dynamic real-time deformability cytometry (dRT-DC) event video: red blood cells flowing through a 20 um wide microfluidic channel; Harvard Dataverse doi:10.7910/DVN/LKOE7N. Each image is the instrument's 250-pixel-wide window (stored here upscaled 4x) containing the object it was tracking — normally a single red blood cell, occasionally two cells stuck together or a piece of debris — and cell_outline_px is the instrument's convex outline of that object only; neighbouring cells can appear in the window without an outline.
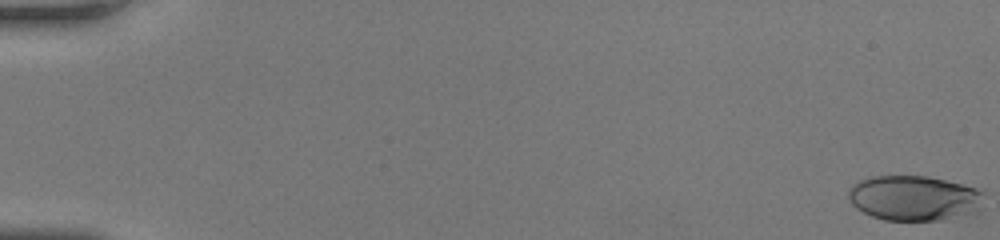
{"species": "human", "species_latin": "Homo sapiens", "temperature_condition": "room temperature", "stored_images_in_passage": 44, "camera_frame_rate_fps": 3000, "um_per_image_px": 0.085, "donor": {"sex": "female"}, "frame": {"image": 1, "passage_image": 1, "time_ms": 0.0, "image_size_px": [1000, 240], "cell_outline_px": [[984, 192], [980, 212], [940, 220], [884, 220], [872, 216], [856, 208], [852, 204], [848, 196], [848, 188], [852, 184], [860, 180], [872, 176], [928, 176], [976, 188]], "centroid_in_image_um": [77.7, 16.84], "position_along_channel_um": 7.3, "area_um2": 35.78}}
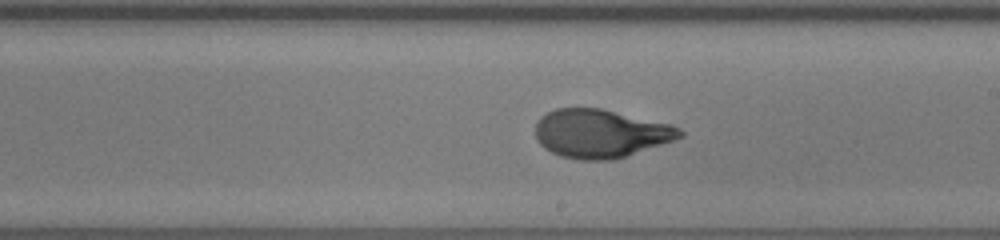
{"frame": {"image": 2, "passage_image": 32, "time_ms": 10.333, "image_size_px": [1000, 240], "cell_outline_px": [[684, 136], [612, 160], [580, 160], [560, 156], [544, 148], [540, 144], [536, 136], [536, 124], [540, 116], [556, 108], [600, 108], [672, 124], [680, 128], [684, 132]], "centroid_in_image_um": [51.02, 11.34], "position_along_channel_um": 238.0, "area_um2": 40.52}}
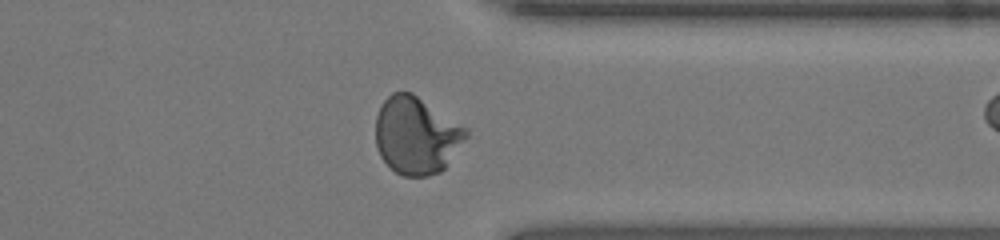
{"frame": {"image": 3, "passage_image": 42, "time_ms": 13.667, "image_size_px": [1000, 240], "cell_outline_px": [[468, 136], [444, 168], [440, 172], [428, 176], [400, 176], [380, 156], [376, 144], [376, 116], [384, 100], [392, 92], [412, 92], [468, 128]], "centroid_in_image_um": [35.4, 11.5], "position_along_channel_um": 376.0, "area_um2": 40.69}}